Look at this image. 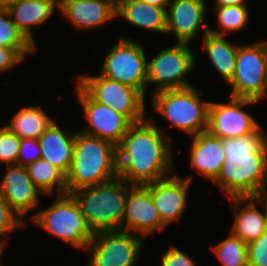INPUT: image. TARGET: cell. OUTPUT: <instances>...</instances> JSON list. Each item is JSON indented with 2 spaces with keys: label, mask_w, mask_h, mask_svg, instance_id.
Here are the masks:
<instances>
[{
  "label": "cell",
  "mask_w": 267,
  "mask_h": 266,
  "mask_svg": "<svg viewBox=\"0 0 267 266\" xmlns=\"http://www.w3.org/2000/svg\"><path fill=\"white\" fill-rule=\"evenodd\" d=\"M171 137L153 119L132 123L117 146L118 177L131 185H146L171 175Z\"/></svg>",
  "instance_id": "1"
},
{
  "label": "cell",
  "mask_w": 267,
  "mask_h": 266,
  "mask_svg": "<svg viewBox=\"0 0 267 266\" xmlns=\"http://www.w3.org/2000/svg\"><path fill=\"white\" fill-rule=\"evenodd\" d=\"M225 159L212 182L231 197L267 195V136L263 128L244 137L223 139Z\"/></svg>",
  "instance_id": "2"
},
{
  "label": "cell",
  "mask_w": 267,
  "mask_h": 266,
  "mask_svg": "<svg viewBox=\"0 0 267 266\" xmlns=\"http://www.w3.org/2000/svg\"><path fill=\"white\" fill-rule=\"evenodd\" d=\"M117 177V146L82 131L77 132L72 164L66 175L67 193L104 184Z\"/></svg>",
  "instance_id": "3"
},
{
  "label": "cell",
  "mask_w": 267,
  "mask_h": 266,
  "mask_svg": "<svg viewBox=\"0 0 267 266\" xmlns=\"http://www.w3.org/2000/svg\"><path fill=\"white\" fill-rule=\"evenodd\" d=\"M129 183L117 177L104 184L80 188L70 193L79 205L93 233L120 230Z\"/></svg>",
  "instance_id": "4"
},
{
  "label": "cell",
  "mask_w": 267,
  "mask_h": 266,
  "mask_svg": "<svg viewBox=\"0 0 267 266\" xmlns=\"http://www.w3.org/2000/svg\"><path fill=\"white\" fill-rule=\"evenodd\" d=\"M202 91L194 86L183 89H164L153 93L154 111L160 113L177 129L194 136L207 131L210 101H201Z\"/></svg>",
  "instance_id": "5"
},
{
  "label": "cell",
  "mask_w": 267,
  "mask_h": 266,
  "mask_svg": "<svg viewBox=\"0 0 267 266\" xmlns=\"http://www.w3.org/2000/svg\"><path fill=\"white\" fill-rule=\"evenodd\" d=\"M49 208L33 214L29 220L73 247L84 249L93 238L78 203L71 194L57 195Z\"/></svg>",
  "instance_id": "6"
},
{
  "label": "cell",
  "mask_w": 267,
  "mask_h": 266,
  "mask_svg": "<svg viewBox=\"0 0 267 266\" xmlns=\"http://www.w3.org/2000/svg\"><path fill=\"white\" fill-rule=\"evenodd\" d=\"M77 83L96 101L113 108L131 123L145 119V97L135 88L97 76H78Z\"/></svg>",
  "instance_id": "7"
},
{
  "label": "cell",
  "mask_w": 267,
  "mask_h": 266,
  "mask_svg": "<svg viewBox=\"0 0 267 266\" xmlns=\"http://www.w3.org/2000/svg\"><path fill=\"white\" fill-rule=\"evenodd\" d=\"M111 47L100 74L137 89L146 96L147 58L143 47L130 37H122Z\"/></svg>",
  "instance_id": "8"
},
{
  "label": "cell",
  "mask_w": 267,
  "mask_h": 266,
  "mask_svg": "<svg viewBox=\"0 0 267 266\" xmlns=\"http://www.w3.org/2000/svg\"><path fill=\"white\" fill-rule=\"evenodd\" d=\"M267 42L238 45L235 71L228 84L231 96L261 101L265 98Z\"/></svg>",
  "instance_id": "9"
},
{
  "label": "cell",
  "mask_w": 267,
  "mask_h": 266,
  "mask_svg": "<svg viewBox=\"0 0 267 266\" xmlns=\"http://www.w3.org/2000/svg\"><path fill=\"white\" fill-rule=\"evenodd\" d=\"M143 238L119 229L98 231L83 250L92 251L87 266H135Z\"/></svg>",
  "instance_id": "10"
},
{
  "label": "cell",
  "mask_w": 267,
  "mask_h": 266,
  "mask_svg": "<svg viewBox=\"0 0 267 266\" xmlns=\"http://www.w3.org/2000/svg\"><path fill=\"white\" fill-rule=\"evenodd\" d=\"M195 63L189 43H176L162 49L147 62V83L157 84L153 93L164 89L191 87L185 77L193 70Z\"/></svg>",
  "instance_id": "11"
},
{
  "label": "cell",
  "mask_w": 267,
  "mask_h": 266,
  "mask_svg": "<svg viewBox=\"0 0 267 266\" xmlns=\"http://www.w3.org/2000/svg\"><path fill=\"white\" fill-rule=\"evenodd\" d=\"M257 102L259 101L232 96L228 104L210 101L207 131L221 139L254 134L261 126L241 107L243 108Z\"/></svg>",
  "instance_id": "12"
},
{
  "label": "cell",
  "mask_w": 267,
  "mask_h": 266,
  "mask_svg": "<svg viewBox=\"0 0 267 266\" xmlns=\"http://www.w3.org/2000/svg\"><path fill=\"white\" fill-rule=\"evenodd\" d=\"M76 88L89 124L81 131L118 146L132 123L113 108L96 102L78 83Z\"/></svg>",
  "instance_id": "13"
},
{
  "label": "cell",
  "mask_w": 267,
  "mask_h": 266,
  "mask_svg": "<svg viewBox=\"0 0 267 266\" xmlns=\"http://www.w3.org/2000/svg\"><path fill=\"white\" fill-rule=\"evenodd\" d=\"M164 228L166 225L155 207L150 190L145 185L129 184L120 230L143 236Z\"/></svg>",
  "instance_id": "14"
},
{
  "label": "cell",
  "mask_w": 267,
  "mask_h": 266,
  "mask_svg": "<svg viewBox=\"0 0 267 266\" xmlns=\"http://www.w3.org/2000/svg\"><path fill=\"white\" fill-rule=\"evenodd\" d=\"M166 10V33L174 32L178 43H190L203 27L204 35L209 27L204 23L205 0H170Z\"/></svg>",
  "instance_id": "15"
},
{
  "label": "cell",
  "mask_w": 267,
  "mask_h": 266,
  "mask_svg": "<svg viewBox=\"0 0 267 266\" xmlns=\"http://www.w3.org/2000/svg\"><path fill=\"white\" fill-rule=\"evenodd\" d=\"M191 181L192 177L183 179L172 174V176L145 185L150 190L155 207L166 226L179 220L183 214Z\"/></svg>",
  "instance_id": "16"
},
{
  "label": "cell",
  "mask_w": 267,
  "mask_h": 266,
  "mask_svg": "<svg viewBox=\"0 0 267 266\" xmlns=\"http://www.w3.org/2000/svg\"><path fill=\"white\" fill-rule=\"evenodd\" d=\"M40 193L43 194L29 178L26 167L16 164L8 166L0 182V194L20 218L39 206Z\"/></svg>",
  "instance_id": "17"
},
{
  "label": "cell",
  "mask_w": 267,
  "mask_h": 266,
  "mask_svg": "<svg viewBox=\"0 0 267 266\" xmlns=\"http://www.w3.org/2000/svg\"><path fill=\"white\" fill-rule=\"evenodd\" d=\"M230 199L233 201L234 211H236V218L230 233L239 237L246 244L256 240L267 230V195L231 197ZM257 203L263 208V213L258 210Z\"/></svg>",
  "instance_id": "18"
},
{
  "label": "cell",
  "mask_w": 267,
  "mask_h": 266,
  "mask_svg": "<svg viewBox=\"0 0 267 266\" xmlns=\"http://www.w3.org/2000/svg\"><path fill=\"white\" fill-rule=\"evenodd\" d=\"M58 11L75 28L83 30L99 28L116 18V9L104 0H64Z\"/></svg>",
  "instance_id": "19"
},
{
  "label": "cell",
  "mask_w": 267,
  "mask_h": 266,
  "mask_svg": "<svg viewBox=\"0 0 267 266\" xmlns=\"http://www.w3.org/2000/svg\"><path fill=\"white\" fill-rule=\"evenodd\" d=\"M191 137V166L198 174L213 182L219 175L225 159L223 139L213 136L208 131Z\"/></svg>",
  "instance_id": "20"
},
{
  "label": "cell",
  "mask_w": 267,
  "mask_h": 266,
  "mask_svg": "<svg viewBox=\"0 0 267 266\" xmlns=\"http://www.w3.org/2000/svg\"><path fill=\"white\" fill-rule=\"evenodd\" d=\"M56 122L53 121L38 138L41 158L67 175L72 164L76 132H63Z\"/></svg>",
  "instance_id": "21"
},
{
  "label": "cell",
  "mask_w": 267,
  "mask_h": 266,
  "mask_svg": "<svg viewBox=\"0 0 267 266\" xmlns=\"http://www.w3.org/2000/svg\"><path fill=\"white\" fill-rule=\"evenodd\" d=\"M55 7H59L55 0H19L7 10L18 29L35 45L32 27L46 22Z\"/></svg>",
  "instance_id": "22"
},
{
  "label": "cell",
  "mask_w": 267,
  "mask_h": 266,
  "mask_svg": "<svg viewBox=\"0 0 267 266\" xmlns=\"http://www.w3.org/2000/svg\"><path fill=\"white\" fill-rule=\"evenodd\" d=\"M140 0H123L116 8V18L121 16L138 28L166 34V9Z\"/></svg>",
  "instance_id": "23"
},
{
  "label": "cell",
  "mask_w": 267,
  "mask_h": 266,
  "mask_svg": "<svg viewBox=\"0 0 267 266\" xmlns=\"http://www.w3.org/2000/svg\"><path fill=\"white\" fill-rule=\"evenodd\" d=\"M204 48L215 69L223 80L228 83L234 74L238 45H233L225 36L215 35L210 32L203 35Z\"/></svg>",
  "instance_id": "24"
},
{
  "label": "cell",
  "mask_w": 267,
  "mask_h": 266,
  "mask_svg": "<svg viewBox=\"0 0 267 266\" xmlns=\"http://www.w3.org/2000/svg\"><path fill=\"white\" fill-rule=\"evenodd\" d=\"M53 121L40 105L29 106L18 110L5 126L20 139H38Z\"/></svg>",
  "instance_id": "25"
},
{
  "label": "cell",
  "mask_w": 267,
  "mask_h": 266,
  "mask_svg": "<svg viewBox=\"0 0 267 266\" xmlns=\"http://www.w3.org/2000/svg\"><path fill=\"white\" fill-rule=\"evenodd\" d=\"M29 178L45 195H53L57 186V195L67 194L66 175L46 160L40 158L26 166Z\"/></svg>",
  "instance_id": "26"
},
{
  "label": "cell",
  "mask_w": 267,
  "mask_h": 266,
  "mask_svg": "<svg viewBox=\"0 0 267 266\" xmlns=\"http://www.w3.org/2000/svg\"><path fill=\"white\" fill-rule=\"evenodd\" d=\"M0 47L13 49L23 60L27 53L36 51V45L18 29L7 9H0Z\"/></svg>",
  "instance_id": "27"
},
{
  "label": "cell",
  "mask_w": 267,
  "mask_h": 266,
  "mask_svg": "<svg viewBox=\"0 0 267 266\" xmlns=\"http://www.w3.org/2000/svg\"><path fill=\"white\" fill-rule=\"evenodd\" d=\"M247 5L216 6L213 10L217 16V28L219 31L209 27V32L215 35L224 36L242 30L250 16ZM228 32V33H227Z\"/></svg>",
  "instance_id": "28"
},
{
  "label": "cell",
  "mask_w": 267,
  "mask_h": 266,
  "mask_svg": "<svg viewBox=\"0 0 267 266\" xmlns=\"http://www.w3.org/2000/svg\"><path fill=\"white\" fill-rule=\"evenodd\" d=\"M212 250L223 266H248L247 244L231 233Z\"/></svg>",
  "instance_id": "29"
},
{
  "label": "cell",
  "mask_w": 267,
  "mask_h": 266,
  "mask_svg": "<svg viewBox=\"0 0 267 266\" xmlns=\"http://www.w3.org/2000/svg\"><path fill=\"white\" fill-rule=\"evenodd\" d=\"M20 138L6 126L0 127V163L17 165Z\"/></svg>",
  "instance_id": "30"
},
{
  "label": "cell",
  "mask_w": 267,
  "mask_h": 266,
  "mask_svg": "<svg viewBox=\"0 0 267 266\" xmlns=\"http://www.w3.org/2000/svg\"><path fill=\"white\" fill-rule=\"evenodd\" d=\"M23 219L10 208L6 199L0 194V236L11 233L15 229L24 228Z\"/></svg>",
  "instance_id": "31"
},
{
  "label": "cell",
  "mask_w": 267,
  "mask_h": 266,
  "mask_svg": "<svg viewBox=\"0 0 267 266\" xmlns=\"http://www.w3.org/2000/svg\"><path fill=\"white\" fill-rule=\"evenodd\" d=\"M248 266H267V230L247 243Z\"/></svg>",
  "instance_id": "32"
},
{
  "label": "cell",
  "mask_w": 267,
  "mask_h": 266,
  "mask_svg": "<svg viewBox=\"0 0 267 266\" xmlns=\"http://www.w3.org/2000/svg\"><path fill=\"white\" fill-rule=\"evenodd\" d=\"M41 158L39 140L36 138L20 139V147L17 159V165L26 167L37 159Z\"/></svg>",
  "instance_id": "33"
},
{
  "label": "cell",
  "mask_w": 267,
  "mask_h": 266,
  "mask_svg": "<svg viewBox=\"0 0 267 266\" xmlns=\"http://www.w3.org/2000/svg\"><path fill=\"white\" fill-rule=\"evenodd\" d=\"M161 266H195V262L176 246H170L161 257Z\"/></svg>",
  "instance_id": "34"
},
{
  "label": "cell",
  "mask_w": 267,
  "mask_h": 266,
  "mask_svg": "<svg viewBox=\"0 0 267 266\" xmlns=\"http://www.w3.org/2000/svg\"><path fill=\"white\" fill-rule=\"evenodd\" d=\"M24 61L13 49L0 47V73L6 72Z\"/></svg>",
  "instance_id": "35"
},
{
  "label": "cell",
  "mask_w": 267,
  "mask_h": 266,
  "mask_svg": "<svg viewBox=\"0 0 267 266\" xmlns=\"http://www.w3.org/2000/svg\"><path fill=\"white\" fill-rule=\"evenodd\" d=\"M216 6L247 5L245 0H215Z\"/></svg>",
  "instance_id": "36"
},
{
  "label": "cell",
  "mask_w": 267,
  "mask_h": 266,
  "mask_svg": "<svg viewBox=\"0 0 267 266\" xmlns=\"http://www.w3.org/2000/svg\"><path fill=\"white\" fill-rule=\"evenodd\" d=\"M140 1H143L144 3L154 5L157 7H167L170 0H140Z\"/></svg>",
  "instance_id": "37"
},
{
  "label": "cell",
  "mask_w": 267,
  "mask_h": 266,
  "mask_svg": "<svg viewBox=\"0 0 267 266\" xmlns=\"http://www.w3.org/2000/svg\"><path fill=\"white\" fill-rule=\"evenodd\" d=\"M19 0H0V9H8L11 5L17 3Z\"/></svg>",
  "instance_id": "38"
},
{
  "label": "cell",
  "mask_w": 267,
  "mask_h": 266,
  "mask_svg": "<svg viewBox=\"0 0 267 266\" xmlns=\"http://www.w3.org/2000/svg\"><path fill=\"white\" fill-rule=\"evenodd\" d=\"M104 1L108 2L112 7L116 9L123 0H104Z\"/></svg>",
  "instance_id": "39"
},
{
  "label": "cell",
  "mask_w": 267,
  "mask_h": 266,
  "mask_svg": "<svg viewBox=\"0 0 267 266\" xmlns=\"http://www.w3.org/2000/svg\"><path fill=\"white\" fill-rule=\"evenodd\" d=\"M265 97L267 96V64H266V70H265Z\"/></svg>",
  "instance_id": "40"
},
{
  "label": "cell",
  "mask_w": 267,
  "mask_h": 266,
  "mask_svg": "<svg viewBox=\"0 0 267 266\" xmlns=\"http://www.w3.org/2000/svg\"><path fill=\"white\" fill-rule=\"evenodd\" d=\"M7 240V237L5 236V239H2V241H0V247L1 248H4L5 247V244H6V241Z\"/></svg>",
  "instance_id": "41"
},
{
  "label": "cell",
  "mask_w": 267,
  "mask_h": 266,
  "mask_svg": "<svg viewBox=\"0 0 267 266\" xmlns=\"http://www.w3.org/2000/svg\"><path fill=\"white\" fill-rule=\"evenodd\" d=\"M2 251H3V248L0 247V258H1V255L3 253ZM0 266H2L1 263H0Z\"/></svg>",
  "instance_id": "42"
},
{
  "label": "cell",
  "mask_w": 267,
  "mask_h": 266,
  "mask_svg": "<svg viewBox=\"0 0 267 266\" xmlns=\"http://www.w3.org/2000/svg\"><path fill=\"white\" fill-rule=\"evenodd\" d=\"M58 4H61L64 0H55Z\"/></svg>",
  "instance_id": "43"
}]
</instances>
